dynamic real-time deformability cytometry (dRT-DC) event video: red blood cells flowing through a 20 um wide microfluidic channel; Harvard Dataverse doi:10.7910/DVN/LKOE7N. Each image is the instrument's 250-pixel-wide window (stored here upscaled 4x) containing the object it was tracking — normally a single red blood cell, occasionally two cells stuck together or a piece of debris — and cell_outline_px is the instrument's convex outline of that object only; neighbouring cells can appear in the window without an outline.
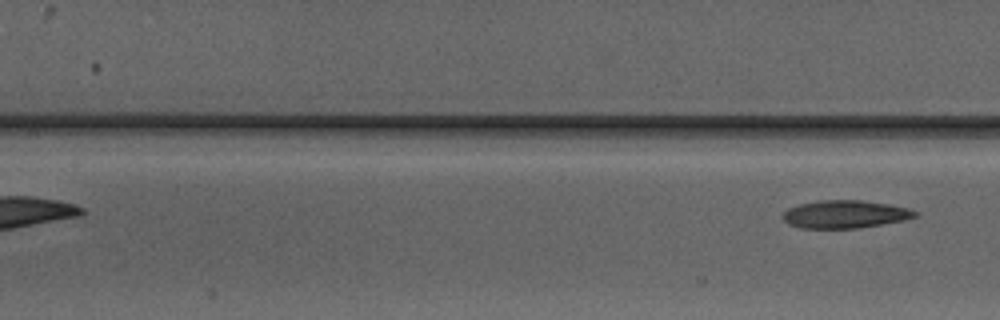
{"species": "Egyptian fruit bat (a non-hibernating species)", "species_latin": "Rousettus aegyptiacus", "temperature_condition": "warm", "stored_images_in_passage": 5, "segment_of_instrument_passage": [2, 2], "camera_frame_rate_fps": 3000, "um_per_image_px": 0.085, "animal": {"sex": "male"}, "frame": {"image": 1, "passage_image": 5, "time_ms": 4.667, "image_size_px": [1000, 320], "cell_outline_px": [[920, 216], [904, 220], [860, 228], [800, 228], [788, 224], [780, 216], [788, 208], [800, 204], [820, 200], [860, 200], [888, 204], [908, 208], [920, 212]], "centroid_in_image_um": [71.84, 18.21], "position_along_channel_um": 135.6, "area_um2": 21.62}}